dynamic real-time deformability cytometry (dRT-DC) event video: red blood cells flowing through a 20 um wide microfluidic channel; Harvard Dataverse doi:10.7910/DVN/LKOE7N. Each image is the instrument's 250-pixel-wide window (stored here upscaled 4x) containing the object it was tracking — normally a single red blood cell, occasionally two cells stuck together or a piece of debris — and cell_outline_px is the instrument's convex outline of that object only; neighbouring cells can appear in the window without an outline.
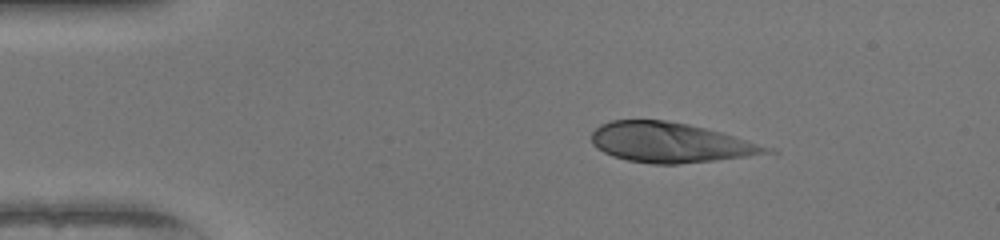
{"species": "human", "species_latin": "Homo sapiens", "temperature_condition": "warm", "stored_images_in_passage": 42, "camera_frame_rate_fps": 3000, "um_per_image_px": 0.085, "donor": {"sex": "female"}, "frame": {"image": 1, "passage_image": 1, "time_ms": 0.0, "image_size_px": [1000, 240], "cell_outline_px": [[780, 152], [712, 160], [676, 164], [652, 164], [628, 160], [612, 156], [596, 148], [592, 144], [592, 132], [600, 124], [612, 120], [664, 120], [688, 124], [720, 132], [776, 148]], "centroid_in_image_um": [56.99, 12.11], "position_along_channel_um": 28.0, "area_um2": 40.58}}
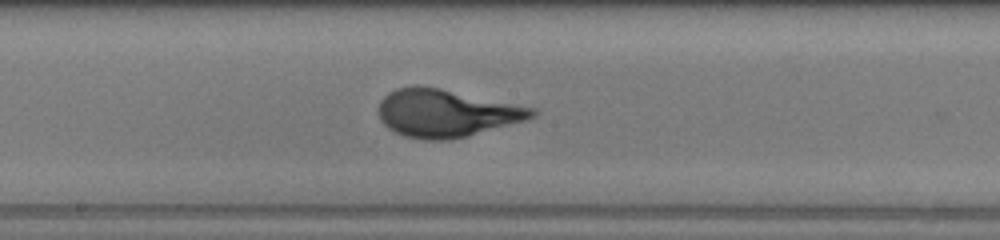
{"frame": {"image": 2, "passage_image": 19, "time_ms": 6.0, "image_size_px": [1000, 240], "cell_outline_px": [[540, 112], [536, 116], [528, 120], [468, 136], [448, 140], [424, 140], [404, 136], [388, 128], [380, 120], [380, 100], [388, 92], [396, 88], [412, 84], [416, 84], [440, 88], [536, 108]], "centroid_in_image_um": [37.95, 9.61], "position_along_channel_um": 210.2, "area_um2": 43.0}}
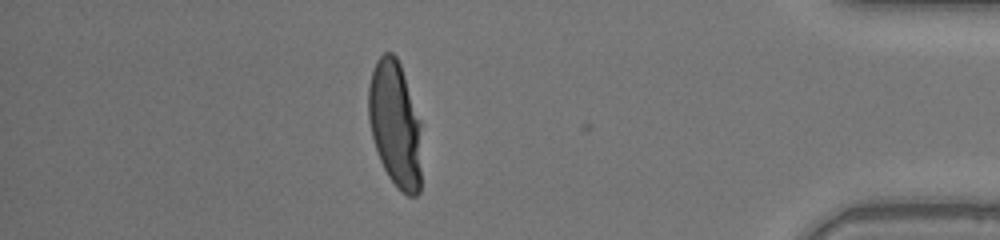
{"frame": {"image": 3, "passage_image": 36, "time_ms": 11.667, "image_size_px": [1000, 240], "cell_outline_px": [[420, 192], [416, 196], [408, 196], [400, 192], [388, 176], [380, 160], [372, 136], [368, 120], [368, 84], [376, 60], [384, 52], [392, 52], [396, 56], [400, 64], [420, 120]], "centroid_in_image_um": [33.57, 10.56], "position_along_channel_um": 401.6, "area_um2": 39.07}}